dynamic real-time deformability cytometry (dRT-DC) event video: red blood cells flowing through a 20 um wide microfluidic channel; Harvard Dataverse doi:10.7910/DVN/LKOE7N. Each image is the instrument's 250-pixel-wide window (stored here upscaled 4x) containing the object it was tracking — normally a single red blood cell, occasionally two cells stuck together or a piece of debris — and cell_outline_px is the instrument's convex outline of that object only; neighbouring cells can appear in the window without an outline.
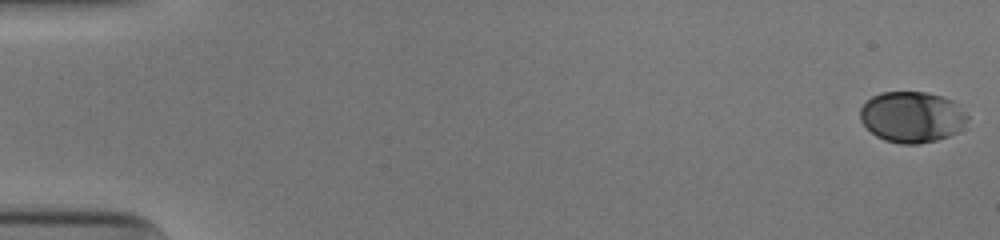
{"species": "human", "species_latin": "Homo sapiens", "temperature_condition": "cold", "stored_images_in_passage": 53, "camera_frame_rate_fps": 3000, "um_per_image_px": 0.085, "donor": {"sex": "male"}, "frame": {"image": 1, "passage_image": 1, "time_ms": 0.0, "image_size_px": [1000, 240], "cell_outline_px": [[968, 120], [956, 132], [948, 136], [936, 140], [916, 144], [900, 144], [884, 140], [876, 136], [860, 120], [860, 108], [872, 96], [880, 92], [928, 92], [952, 100], [968, 116]], "centroid_in_image_um": [77.49, 9.94], "position_along_channel_um": 7.5, "area_um2": 31.67}}
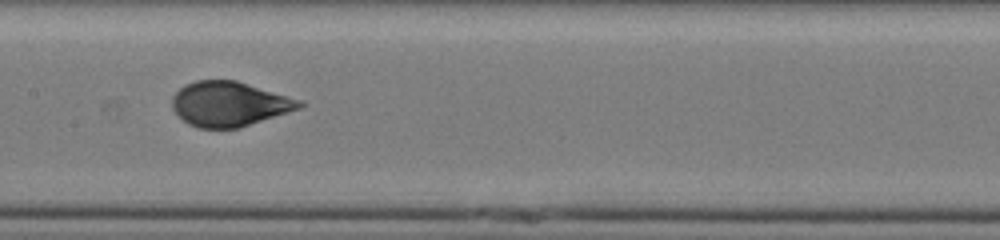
{"frame": {"image": 2, "passage_image": 28, "time_ms": 9.0, "image_size_px": [1000, 240], "cell_outline_px": [[308, 104], [300, 108], [240, 128], [196, 128], [188, 124], [172, 108], [172, 96], [184, 84], [196, 80], [236, 80], [300, 100]], "centroid_in_image_um": [19.48, 8.84], "position_along_channel_um": 187.9, "area_um2": 33.12}}
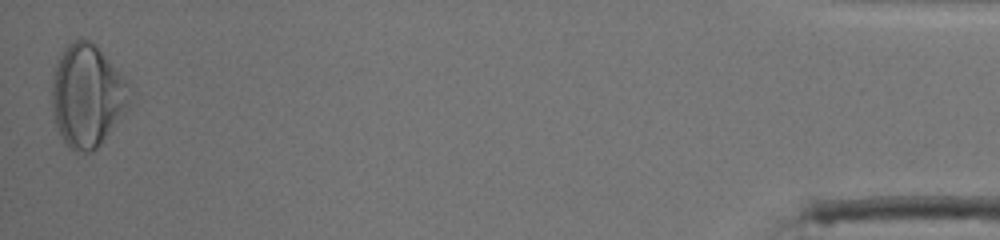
{"frame": {"image": 3, "passage_image": 53, "time_ms": 17.333, "image_size_px": [1000, 240], "cell_outline_px": [[136, 92], [128, 108], [100, 144], [92, 152], [76, 152], [68, 148], [56, 124], [52, 104], [52, 76], [56, 60], [60, 52], [72, 40], [88, 40], [136, 88]], "centroid_in_image_um": [7.45, 8.14], "position_along_channel_um": 427.7, "area_um2": 46.76}, "authors_computed_cell_mechanics": {"area_um2": 33.1772, "velocity_mm_per_s": 3.9021, "shape_relaxation_time_tau1_ms": 4.3797, "shape_relaxation_time_tau2_ms": null, "deformation_change_tau1": 0.1583, "deformation_change_tau2": null}}